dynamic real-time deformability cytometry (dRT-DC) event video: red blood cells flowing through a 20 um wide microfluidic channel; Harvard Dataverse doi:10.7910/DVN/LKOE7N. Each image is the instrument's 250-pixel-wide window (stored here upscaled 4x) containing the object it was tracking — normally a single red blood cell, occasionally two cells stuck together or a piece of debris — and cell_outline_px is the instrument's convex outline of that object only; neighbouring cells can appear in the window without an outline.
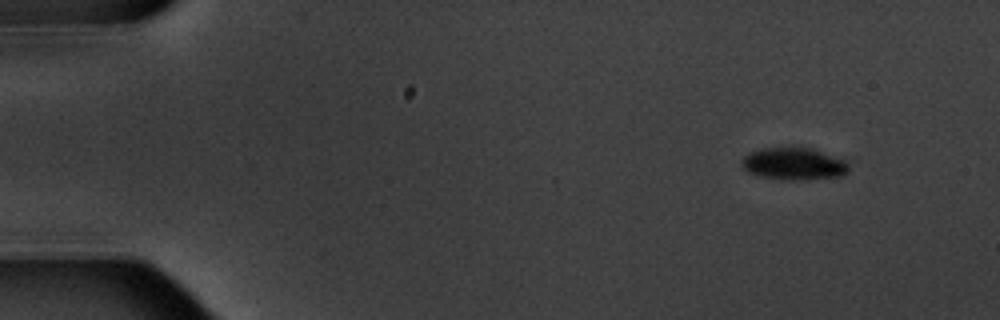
{"species": "common noctule bat (a hibernating species)", "species_latin": "Nyctalus noctula", "temperature_condition": "warm", "stored_images_in_passage": 7, "camera_frame_rate_fps": 3000, "um_per_image_px": 0.085, "animal": {"sex": "male", "body_mass_g": 20.1, "forearm_length_mm": 53.5}, "frame": {"image": 1, "passage_image": 1, "time_ms": 0.0, "image_size_px": [1000, 320], "cell_outline_px": [[848, 172], [840, 176], [804, 180], [780, 180], [760, 176], [748, 172], [740, 164], [744, 156], [752, 152], [764, 148], [812, 148], [844, 160], [848, 164]], "centroid_in_image_um": [67.46, 13.94], "position_along_channel_um": 17.5, "area_um2": 19.94}}
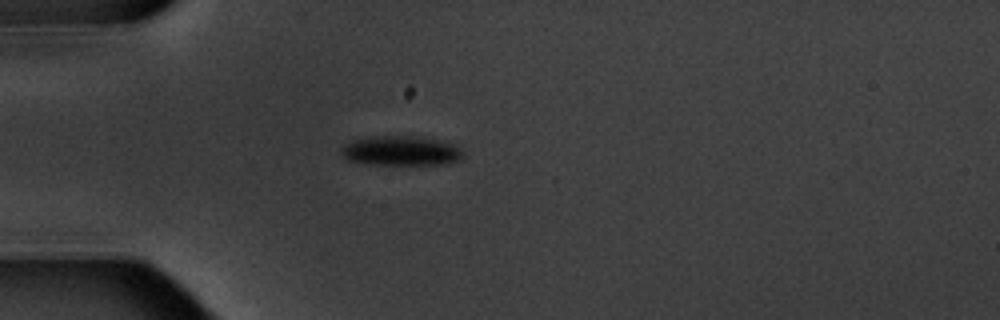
{"frame": {"image": 2, "passage_image": 4, "time_ms": 3.667, "image_size_px": [1000, 320], "cell_outline_px": [[464, 156], [460, 160], [448, 164], [372, 164], [348, 160], [340, 152], [340, 148], [344, 144], [352, 140], [376, 136], [408, 136], [440, 140], [452, 144], [460, 148], [464, 152]], "centroid_in_image_um": [34.1, 12.82], "position_along_channel_um": 50.9, "area_um2": 20.98}}
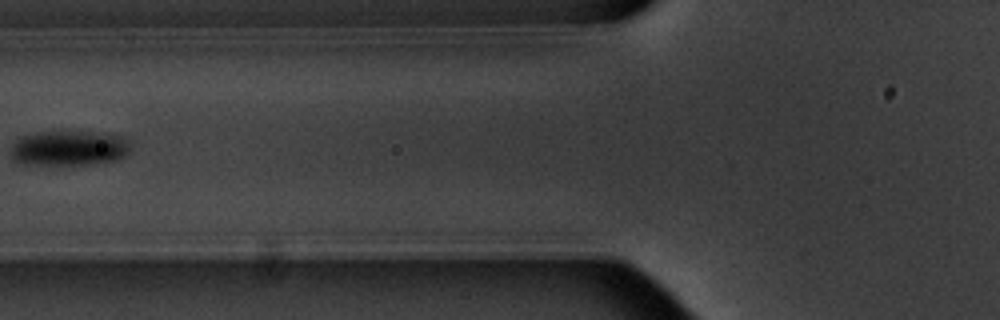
{"frame": {"image": 3, "passage_image": 6, "time_ms": 6.0, "image_size_px": [1000, 320], "cell_outline_px": [[128, 152], [124, 156], [116, 160], [92, 164], [24, 164], [16, 160], [12, 156], [12, 144], [16, 140], [24, 136], [40, 132], [100, 132], [120, 136], [128, 144]], "centroid_in_image_um": [5.86, 12.59], "position_along_channel_um": 119.9, "area_um2": 23.93}}